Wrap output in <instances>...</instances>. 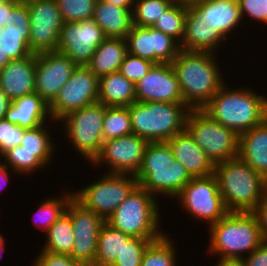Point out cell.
I'll use <instances>...</instances> for the list:
<instances>
[{
    "label": "cell",
    "mask_w": 267,
    "mask_h": 266,
    "mask_svg": "<svg viewBox=\"0 0 267 266\" xmlns=\"http://www.w3.org/2000/svg\"><path fill=\"white\" fill-rule=\"evenodd\" d=\"M238 4L242 19L248 15L251 20L267 24V0H238Z\"/></svg>",
    "instance_id": "ee69618b"
},
{
    "label": "cell",
    "mask_w": 267,
    "mask_h": 266,
    "mask_svg": "<svg viewBox=\"0 0 267 266\" xmlns=\"http://www.w3.org/2000/svg\"><path fill=\"white\" fill-rule=\"evenodd\" d=\"M174 245L165 233L160 239L148 245L140 266H177L178 260L175 258L177 249Z\"/></svg>",
    "instance_id": "d590c367"
},
{
    "label": "cell",
    "mask_w": 267,
    "mask_h": 266,
    "mask_svg": "<svg viewBox=\"0 0 267 266\" xmlns=\"http://www.w3.org/2000/svg\"><path fill=\"white\" fill-rule=\"evenodd\" d=\"M46 126L42 124L33 129H26L21 140V146L25 151L35 153V157L44 166L48 167L54 156L55 145L51 140L52 137H50L52 135H50L51 133Z\"/></svg>",
    "instance_id": "1f68e13d"
},
{
    "label": "cell",
    "mask_w": 267,
    "mask_h": 266,
    "mask_svg": "<svg viewBox=\"0 0 267 266\" xmlns=\"http://www.w3.org/2000/svg\"><path fill=\"white\" fill-rule=\"evenodd\" d=\"M186 130L214 165L238 156L239 135L213 120L202 109L189 112Z\"/></svg>",
    "instance_id": "52a82bcc"
},
{
    "label": "cell",
    "mask_w": 267,
    "mask_h": 266,
    "mask_svg": "<svg viewBox=\"0 0 267 266\" xmlns=\"http://www.w3.org/2000/svg\"><path fill=\"white\" fill-rule=\"evenodd\" d=\"M3 158H0V191L3 190L2 185L8 184L9 179V169L6 165H4L1 161ZM6 182V183H5ZM2 187V189H1Z\"/></svg>",
    "instance_id": "f907efd6"
},
{
    "label": "cell",
    "mask_w": 267,
    "mask_h": 266,
    "mask_svg": "<svg viewBox=\"0 0 267 266\" xmlns=\"http://www.w3.org/2000/svg\"><path fill=\"white\" fill-rule=\"evenodd\" d=\"M98 83L99 78L87 66H77L49 104L51 119L58 123L67 113L97 103Z\"/></svg>",
    "instance_id": "8fae6325"
},
{
    "label": "cell",
    "mask_w": 267,
    "mask_h": 266,
    "mask_svg": "<svg viewBox=\"0 0 267 266\" xmlns=\"http://www.w3.org/2000/svg\"><path fill=\"white\" fill-rule=\"evenodd\" d=\"M66 213L70 216L74 232V246L70 256L84 266H93L97 253L98 234L105 220L85 208L74 197Z\"/></svg>",
    "instance_id": "5bb4252c"
},
{
    "label": "cell",
    "mask_w": 267,
    "mask_h": 266,
    "mask_svg": "<svg viewBox=\"0 0 267 266\" xmlns=\"http://www.w3.org/2000/svg\"><path fill=\"white\" fill-rule=\"evenodd\" d=\"M47 240L41 248L55 254L70 255L74 246V232L70 216L65 212L45 233Z\"/></svg>",
    "instance_id": "4dcf8cb0"
},
{
    "label": "cell",
    "mask_w": 267,
    "mask_h": 266,
    "mask_svg": "<svg viewBox=\"0 0 267 266\" xmlns=\"http://www.w3.org/2000/svg\"><path fill=\"white\" fill-rule=\"evenodd\" d=\"M33 264L32 266H84L70 255L55 254L43 250L38 254Z\"/></svg>",
    "instance_id": "f6af8a7d"
},
{
    "label": "cell",
    "mask_w": 267,
    "mask_h": 266,
    "mask_svg": "<svg viewBox=\"0 0 267 266\" xmlns=\"http://www.w3.org/2000/svg\"><path fill=\"white\" fill-rule=\"evenodd\" d=\"M168 144L175 160L180 161L192 178L214 174L215 165L187 130L177 133Z\"/></svg>",
    "instance_id": "44dd1931"
},
{
    "label": "cell",
    "mask_w": 267,
    "mask_h": 266,
    "mask_svg": "<svg viewBox=\"0 0 267 266\" xmlns=\"http://www.w3.org/2000/svg\"><path fill=\"white\" fill-rule=\"evenodd\" d=\"M137 102L184 103L178 79L170 63L155 64L135 84Z\"/></svg>",
    "instance_id": "ac0fdd59"
},
{
    "label": "cell",
    "mask_w": 267,
    "mask_h": 266,
    "mask_svg": "<svg viewBox=\"0 0 267 266\" xmlns=\"http://www.w3.org/2000/svg\"><path fill=\"white\" fill-rule=\"evenodd\" d=\"M222 266H244L241 261L222 260Z\"/></svg>",
    "instance_id": "11a10c76"
},
{
    "label": "cell",
    "mask_w": 267,
    "mask_h": 266,
    "mask_svg": "<svg viewBox=\"0 0 267 266\" xmlns=\"http://www.w3.org/2000/svg\"><path fill=\"white\" fill-rule=\"evenodd\" d=\"M173 3V0H135L132 10L133 25L152 26Z\"/></svg>",
    "instance_id": "74e56055"
},
{
    "label": "cell",
    "mask_w": 267,
    "mask_h": 266,
    "mask_svg": "<svg viewBox=\"0 0 267 266\" xmlns=\"http://www.w3.org/2000/svg\"><path fill=\"white\" fill-rule=\"evenodd\" d=\"M209 253L220 260L241 261L262 242L260 228L252 212H228L209 226Z\"/></svg>",
    "instance_id": "277c9868"
},
{
    "label": "cell",
    "mask_w": 267,
    "mask_h": 266,
    "mask_svg": "<svg viewBox=\"0 0 267 266\" xmlns=\"http://www.w3.org/2000/svg\"><path fill=\"white\" fill-rule=\"evenodd\" d=\"M191 179L185 166L180 161L174 160L166 169L153 170L139 186L156 198L162 194L175 199Z\"/></svg>",
    "instance_id": "d4e9b609"
},
{
    "label": "cell",
    "mask_w": 267,
    "mask_h": 266,
    "mask_svg": "<svg viewBox=\"0 0 267 266\" xmlns=\"http://www.w3.org/2000/svg\"><path fill=\"white\" fill-rule=\"evenodd\" d=\"M137 186L135 175L106 173L73 195L85 208L106 220Z\"/></svg>",
    "instance_id": "9c48e42d"
},
{
    "label": "cell",
    "mask_w": 267,
    "mask_h": 266,
    "mask_svg": "<svg viewBox=\"0 0 267 266\" xmlns=\"http://www.w3.org/2000/svg\"><path fill=\"white\" fill-rule=\"evenodd\" d=\"M5 1H7V0H0V5H1L2 3H4Z\"/></svg>",
    "instance_id": "91938a15"
},
{
    "label": "cell",
    "mask_w": 267,
    "mask_h": 266,
    "mask_svg": "<svg viewBox=\"0 0 267 266\" xmlns=\"http://www.w3.org/2000/svg\"><path fill=\"white\" fill-rule=\"evenodd\" d=\"M215 266H222V260L217 261V264Z\"/></svg>",
    "instance_id": "680465c9"
},
{
    "label": "cell",
    "mask_w": 267,
    "mask_h": 266,
    "mask_svg": "<svg viewBox=\"0 0 267 266\" xmlns=\"http://www.w3.org/2000/svg\"><path fill=\"white\" fill-rule=\"evenodd\" d=\"M125 9H133L135 0H101Z\"/></svg>",
    "instance_id": "816d5d0a"
},
{
    "label": "cell",
    "mask_w": 267,
    "mask_h": 266,
    "mask_svg": "<svg viewBox=\"0 0 267 266\" xmlns=\"http://www.w3.org/2000/svg\"><path fill=\"white\" fill-rule=\"evenodd\" d=\"M30 19L27 3H18L11 10V23L0 28V50L11 60L30 56Z\"/></svg>",
    "instance_id": "d6986e66"
},
{
    "label": "cell",
    "mask_w": 267,
    "mask_h": 266,
    "mask_svg": "<svg viewBox=\"0 0 267 266\" xmlns=\"http://www.w3.org/2000/svg\"><path fill=\"white\" fill-rule=\"evenodd\" d=\"M175 160L167 141L150 142L142 165L135 175L138 185L153 171L168 168Z\"/></svg>",
    "instance_id": "d6a6232c"
},
{
    "label": "cell",
    "mask_w": 267,
    "mask_h": 266,
    "mask_svg": "<svg viewBox=\"0 0 267 266\" xmlns=\"http://www.w3.org/2000/svg\"><path fill=\"white\" fill-rule=\"evenodd\" d=\"M125 40L129 54L155 64H171L181 51L175 39L152 26L132 25Z\"/></svg>",
    "instance_id": "2e32d148"
},
{
    "label": "cell",
    "mask_w": 267,
    "mask_h": 266,
    "mask_svg": "<svg viewBox=\"0 0 267 266\" xmlns=\"http://www.w3.org/2000/svg\"><path fill=\"white\" fill-rule=\"evenodd\" d=\"M155 65V63L140 57L127 54L123 60L119 72L128 80L136 84Z\"/></svg>",
    "instance_id": "b9f144b4"
},
{
    "label": "cell",
    "mask_w": 267,
    "mask_h": 266,
    "mask_svg": "<svg viewBox=\"0 0 267 266\" xmlns=\"http://www.w3.org/2000/svg\"><path fill=\"white\" fill-rule=\"evenodd\" d=\"M36 54L11 60L0 71V89L12 101L35 92Z\"/></svg>",
    "instance_id": "ffe728a7"
},
{
    "label": "cell",
    "mask_w": 267,
    "mask_h": 266,
    "mask_svg": "<svg viewBox=\"0 0 267 266\" xmlns=\"http://www.w3.org/2000/svg\"><path fill=\"white\" fill-rule=\"evenodd\" d=\"M216 58L211 52L181 50L171 63L183 101L191 109H202L225 82Z\"/></svg>",
    "instance_id": "6da1fadb"
},
{
    "label": "cell",
    "mask_w": 267,
    "mask_h": 266,
    "mask_svg": "<svg viewBox=\"0 0 267 266\" xmlns=\"http://www.w3.org/2000/svg\"><path fill=\"white\" fill-rule=\"evenodd\" d=\"M62 197V198H61ZM61 197L47 198L39 205L36 211L34 224L46 233L48 229L66 212L70 200L74 197L73 191L63 193ZM35 217L33 219H35ZM42 228V229H41Z\"/></svg>",
    "instance_id": "e575fe53"
},
{
    "label": "cell",
    "mask_w": 267,
    "mask_h": 266,
    "mask_svg": "<svg viewBox=\"0 0 267 266\" xmlns=\"http://www.w3.org/2000/svg\"><path fill=\"white\" fill-rule=\"evenodd\" d=\"M176 4H179L180 6L191 8L197 4H200L206 0H173Z\"/></svg>",
    "instance_id": "f5cc1de1"
},
{
    "label": "cell",
    "mask_w": 267,
    "mask_h": 266,
    "mask_svg": "<svg viewBox=\"0 0 267 266\" xmlns=\"http://www.w3.org/2000/svg\"><path fill=\"white\" fill-rule=\"evenodd\" d=\"M30 19L29 48L39 54L57 50L63 20L56 0L27 3Z\"/></svg>",
    "instance_id": "7c38bea8"
},
{
    "label": "cell",
    "mask_w": 267,
    "mask_h": 266,
    "mask_svg": "<svg viewBox=\"0 0 267 266\" xmlns=\"http://www.w3.org/2000/svg\"><path fill=\"white\" fill-rule=\"evenodd\" d=\"M1 157H3L2 163L9 169H12V173L27 174L38 171L45 166L35 157V153H29L24 150L22 146H16L6 151Z\"/></svg>",
    "instance_id": "f35d334b"
},
{
    "label": "cell",
    "mask_w": 267,
    "mask_h": 266,
    "mask_svg": "<svg viewBox=\"0 0 267 266\" xmlns=\"http://www.w3.org/2000/svg\"><path fill=\"white\" fill-rule=\"evenodd\" d=\"M17 0H7L0 5V28L11 23V10L18 4Z\"/></svg>",
    "instance_id": "c3c4849f"
},
{
    "label": "cell",
    "mask_w": 267,
    "mask_h": 266,
    "mask_svg": "<svg viewBox=\"0 0 267 266\" xmlns=\"http://www.w3.org/2000/svg\"><path fill=\"white\" fill-rule=\"evenodd\" d=\"M127 54V43L124 38L107 37L97 47L87 67L100 78L119 71Z\"/></svg>",
    "instance_id": "f1b7e54d"
},
{
    "label": "cell",
    "mask_w": 267,
    "mask_h": 266,
    "mask_svg": "<svg viewBox=\"0 0 267 266\" xmlns=\"http://www.w3.org/2000/svg\"><path fill=\"white\" fill-rule=\"evenodd\" d=\"M204 22L218 28L226 37L238 25L241 26L242 19L238 0H206L191 7Z\"/></svg>",
    "instance_id": "603a6c76"
},
{
    "label": "cell",
    "mask_w": 267,
    "mask_h": 266,
    "mask_svg": "<svg viewBox=\"0 0 267 266\" xmlns=\"http://www.w3.org/2000/svg\"><path fill=\"white\" fill-rule=\"evenodd\" d=\"M149 143L134 133L104 141L100 154L91 165L102 163L108 165V173L136 175Z\"/></svg>",
    "instance_id": "9a60e30c"
},
{
    "label": "cell",
    "mask_w": 267,
    "mask_h": 266,
    "mask_svg": "<svg viewBox=\"0 0 267 266\" xmlns=\"http://www.w3.org/2000/svg\"><path fill=\"white\" fill-rule=\"evenodd\" d=\"M263 237V241L267 242V193L260 203L252 211Z\"/></svg>",
    "instance_id": "7dc6e473"
},
{
    "label": "cell",
    "mask_w": 267,
    "mask_h": 266,
    "mask_svg": "<svg viewBox=\"0 0 267 266\" xmlns=\"http://www.w3.org/2000/svg\"><path fill=\"white\" fill-rule=\"evenodd\" d=\"M10 103L11 100L0 89V120L5 119L6 111Z\"/></svg>",
    "instance_id": "681fc988"
},
{
    "label": "cell",
    "mask_w": 267,
    "mask_h": 266,
    "mask_svg": "<svg viewBox=\"0 0 267 266\" xmlns=\"http://www.w3.org/2000/svg\"><path fill=\"white\" fill-rule=\"evenodd\" d=\"M93 18L63 22L57 51L66 54L78 66H87L97 47L106 39Z\"/></svg>",
    "instance_id": "4fadbf2b"
},
{
    "label": "cell",
    "mask_w": 267,
    "mask_h": 266,
    "mask_svg": "<svg viewBox=\"0 0 267 266\" xmlns=\"http://www.w3.org/2000/svg\"><path fill=\"white\" fill-rule=\"evenodd\" d=\"M213 175L228 212H252L267 193V180L238 156L216 164Z\"/></svg>",
    "instance_id": "3957f363"
},
{
    "label": "cell",
    "mask_w": 267,
    "mask_h": 266,
    "mask_svg": "<svg viewBox=\"0 0 267 266\" xmlns=\"http://www.w3.org/2000/svg\"><path fill=\"white\" fill-rule=\"evenodd\" d=\"M241 262L244 266H267V242H262L251 254Z\"/></svg>",
    "instance_id": "bcb514c9"
},
{
    "label": "cell",
    "mask_w": 267,
    "mask_h": 266,
    "mask_svg": "<svg viewBox=\"0 0 267 266\" xmlns=\"http://www.w3.org/2000/svg\"><path fill=\"white\" fill-rule=\"evenodd\" d=\"M133 133L149 142L168 141L186 130L192 110L185 103L134 102L127 106Z\"/></svg>",
    "instance_id": "5b68a950"
},
{
    "label": "cell",
    "mask_w": 267,
    "mask_h": 266,
    "mask_svg": "<svg viewBox=\"0 0 267 266\" xmlns=\"http://www.w3.org/2000/svg\"><path fill=\"white\" fill-rule=\"evenodd\" d=\"M186 13V7L174 2L157 18L152 27L161 30L181 44L185 33Z\"/></svg>",
    "instance_id": "8d00e7d4"
},
{
    "label": "cell",
    "mask_w": 267,
    "mask_h": 266,
    "mask_svg": "<svg viewBox=\"0 0 267 266\" xmlns=\"http://www.w3.org/2000/svg\"><path fill=\"white\" fill-rule=\"evenodd\" d=\"M156 240L130 237L123 245L120 256L112 266H140L145 249Z\"/></svg>",
    "instance_id": "60d3db41"
},
{
    "label": "cell",
    "mask_w": 267,
    "mask_h": 266,
    "mask_svg": "<svg viewBox=\"0 0 267 266\" xmlns=\"http://www.w3.org/2000/svg\"><path fill=\"white\" fill-rule=\"evenodd\" d=\"M102 133L104 141L132 134L128 107L105 106Z\"/></svg>",
    "instance_id": "836d02e7"
},
{
    "label": "cell",
    "mask_w": 267,
    "mask_h": 266,
    "mask_svg": "<svg viewBox=\"0 0 267 266\" xmlns=\"http://www.w3.org/2000/svg\"><path fill=\"white\" fill-rule=\"evenodd\" d=\"M134 102H137L135 84L119 71L99 78L98 103L127 107Z\"/></svg>",
    "instance_id": "4316f807"
},
{
    "label": "cell",
    "mask_w": 267,
    "mask_h": 266,
    "mask_svg": "<svg viewBox=\"0 0 267 266\" xmlns=\"http://www.w3.org/2000/svg\"><path fill=\"white\" fill-rule=\"evenodd\" d=\"M26 129L6 119L0 120V157L9 149L21 146V140Z\"/></svg>",
    "instance_id": "7bdbcfd3"
},
{
    "label": "cell",
    "mask_w": 267,
    "mask_h": 266,
    "mask_svg": "<svg viewBox=\"0 0 267 266\" xmlns=\"http://www.w3.org/2000/svg\"><path fill=\"white\" fill-rule=\"evenodd\" d=\"M11 59L8 55H4L3 52L0 50V71L10 62Z\"/></svg>",
    "instance_id": "db71d44e"
},
{
    "label": "cell",
    "mask_w": 267,
    "mask_h": 266,
    "mask_svg": "<svg viewBox=\"0 0 267 266\" xmlns=\"http://www.w3.org/2000/svg\"><path fill=\"white\" fill-rule=\"evenodd\" d=\"M98 0H56L63 22H78L93 17Z\"/></svg>",
    "instance_id": "ab89813d"
},
{
    "label": "cell",
    "mask_w": 267,
    "mask_h": 266,
    "mask_svg": "<svg viewBox=\"0 0 267 266\" xmlns=\"http://www.w3.org/2000/svg\"><path fill=\"white\" fill-rule=\"evenodd\" d=\"M17 1L20 3H28V2L33 1V0H17Z\"/></svg>",
    "instance_id": "6f0895ef"
},
{
    "label": "cell",
    "mask_w": 267,
    "mask_h": 266,
    "mask_svg": "<svg viewBox=\"0 0 267 266\" xmlns=\"http://www.w3.org/2000/svg\"><path fill=\"white\" fill-rule=\"evenodd\" d=\"M157 201L138 185L105 222L130 237L158 240L165 233L160 231Z\"/></svg>",
    "instance_id": "8992f818"
},
{
    "label": "cell",
    "mask_w": 267,
    "mask_h": 266,
    "mask_svg": "<svg viewBox=\"0 0 267 266\" xmlns=\"http://www.w3.org/2000/svg\"><path fill=\"white\" fill-rule=\"evenodd\" d=\"M5 119L25 129L36 128L45 124L47 120L52 121L49 104L36 92L12 100Z\"/></svg>",
    "instance_id": "cb8c5ba5"
},
{
    "label": "cell",
    "mask_w": 267,
    "mask_h": 266,
    "mask_svg": "<svg viewBox=\"0 0 267 266\" xmlns=\"http://www.w3.org/2000/svg\"><path fill=\"white\" fill-rule=\"evenodd\" d=\"M175 198L183 210L208 226L228 213L214 175L192 178Z\"/></svg>",
    "instance_id": "30bf717a"
},
{
    "label": "cell",
    "mask_w": 267,
    "mask_h": 266,
    "mask_svg": "<svg viewBox=\"0 0 267 266\" xmlns=\"http://www.w3.org/2000/svg\"><path fill=\"white\" fill-rule=\"evenodd\" d=\"M5 250V238L0 234V253L4 252ZM2 255L0 254V258Z\"/></svg>",
    "instance_id": "9f6ffc18"
},
{
    "label": "cell",
    "mask_w": 267,
    "mask_h": 266,
    "mask_svg": "<svg viewBox=\"0 0 267 266\" xmlns=\"http://www.w3.org/2000/svg\"><path fill=\"white\" fill-rule=\"evenodd\" d=\"M132 10L98 0L92 18L106 37L125 39L133 25Z\"/></svg>",
    "instance_id": "83f0119b"
},
{
    "label": "cell",
    "mask_w": 267,
    "mask_h": 266,
    "mask_svg": "<svg viewBox=\"0 0 267 266\" xmlns=\"http://www.w3.org/2000/svg\"><path fill=\"white\" fill-rule=\"evenodd\" d=\"M249 89H231L225 82L202 110L240 135L267 119V97Z\"/></svg>",
    "instance_id": "7a4b0ae2"
},
{
    "label": "cell",
    "mask_w": 267,
    "mask_h": 266,
    "mask_svg": "<svg viewBox=\"0 0 267 266\" xmlns=\"http://www.w3.org/2000/svg\"><path fill=\"white\" fill-rule=\"evenodd\" d=\"M238 157L267 180V119L239 135Z\"/></svg>",
    "instance_id": "484cf974"
},
{
    "label": "cell",
    "mask_w": 267,
    "mask_h": 266,
    "mask_svg": "<svg viewBox=\"0 0 267 266\" xmlns=\"http://www.w3.org/2000/svg\"><path fill=\"white\" fill-rule=\"evenodd\" d=\"M129 238V235L105 222L98 234L97 253L93 266H112Z\"/></svg>",
    "instance_id": "f546056e"
},
{
    "label": "cell",
    "mask_w": 267,
    "mask_h": 266,
    "mask_svg": "<svg viewBox=\"0 0 267 266\" xmlns=\"http://www.w3.org/2000/svg\"><path fill=\"white\" fill-rule=\"evenodd\" d=\"M105 105L95 103L67 113L59 121L65 122V132L73 148L91 164L100 154L103 138Z\"/></svg>",
    "instance_id": "ba28073f"
},
{
    "label": "cell",
    "mask_w": 267,
    "mask_h": 266,
    "mask_svg": "<svg viewBox=\"0 0 267 266\" xmlns=\"http://www.w3.org/2000/svg\"><path fill=\"white\" fill-rule=\"evenodd\" d=\"M77 66L66 54L57 50L36 54L35 92L50 104Z\"/></svg>",
    "instance_id": "e0dca14e"
},
{
    "label": "cell",
    "mask_w": 267,
    "mask_h": 266,
    "mask_svg": "<svg viewBox=\"0 0 267 266\" xmlns=\"http://www.w3.org/2000/svg\"><path fill=\"white\" fill-rule=\"evenodd\" d=\"M226 39L218 28L204 22L192 8H187L185 33L180 44L181 50L214 53Z\"/></svg>",
    "instance_id": "7402d4cb"
}]
</instances>
